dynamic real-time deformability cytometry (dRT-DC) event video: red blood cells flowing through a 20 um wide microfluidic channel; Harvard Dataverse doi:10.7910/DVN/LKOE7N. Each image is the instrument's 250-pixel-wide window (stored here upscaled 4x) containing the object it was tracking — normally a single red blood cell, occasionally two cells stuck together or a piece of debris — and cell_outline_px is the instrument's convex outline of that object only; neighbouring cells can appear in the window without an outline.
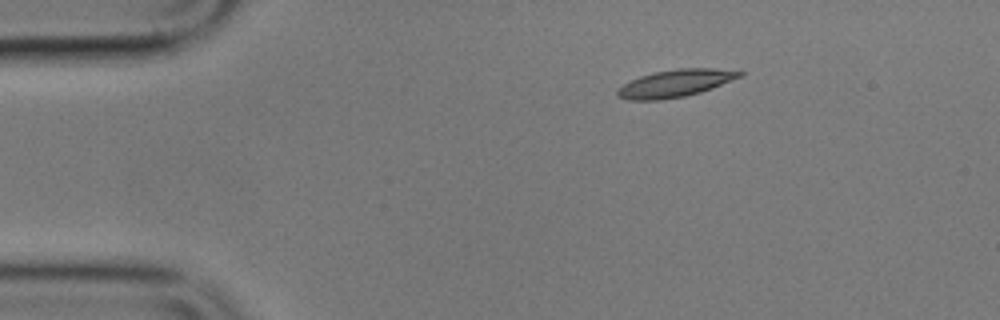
{"species": "common noctule bat (a hibernating species)", "species_latin": "Nyctalus noctula", "temperature_condition": "cold", "stored_images_in_passage": 4, "camera_frame_rate_fps": 3000, "um_per_image_px": 0.085, "animal": {"sex": "male", "body_mass_g": 17.9}, "frame": {"image": 1, "passage_image": 2, "time_ms": 2.333, "image_size_px": [1000, 320], "cell_outline_px": [[744, 76], [712, 88], [700, 92], [684, 96], [660, 100], [628, 100], [616, 96], [616, 92], [624, 84], [640, 76], [652, 72], [676, 68], [716, 68], [744, 72]], "centroid_in_image_um": [57.42, 7.07], "position_along_channel_um": 27.6, "area_um2": 19.54}}